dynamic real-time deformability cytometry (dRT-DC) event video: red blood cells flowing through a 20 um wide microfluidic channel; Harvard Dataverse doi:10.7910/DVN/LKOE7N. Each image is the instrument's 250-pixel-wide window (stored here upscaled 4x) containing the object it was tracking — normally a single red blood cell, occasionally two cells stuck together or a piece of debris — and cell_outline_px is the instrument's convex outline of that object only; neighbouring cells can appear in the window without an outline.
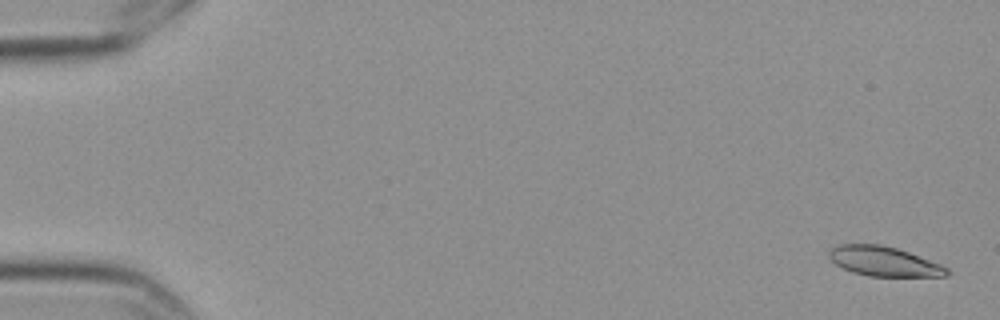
{"species": "Egyptian fruit bat (a non-hibernating species)", "species_latin": "Rousettus aegyptiacus", "temperature_condition": "cold", "stored_images_in_passage": 10, "camera_frame_rate_fps": 3000, "um_per_image_px": 0.085, "frame": {"image": 1, "passage_image": 1, "time_ms": 0.0, "image_size_px": [1000, 320], "cell_outline_px": [[952, 272], [948, 276], [868, 276], [852, 272], [836, 264], [828, 256], [828, 252], [832, 248], [840, 244], [880, 244], [896, 248], [908, 252], [940, 264], [948, 268]], "centroid_in_image_um": [75.15, 22.22], "position_along_channel_um": 9.9, "area_um2": 20.23}}
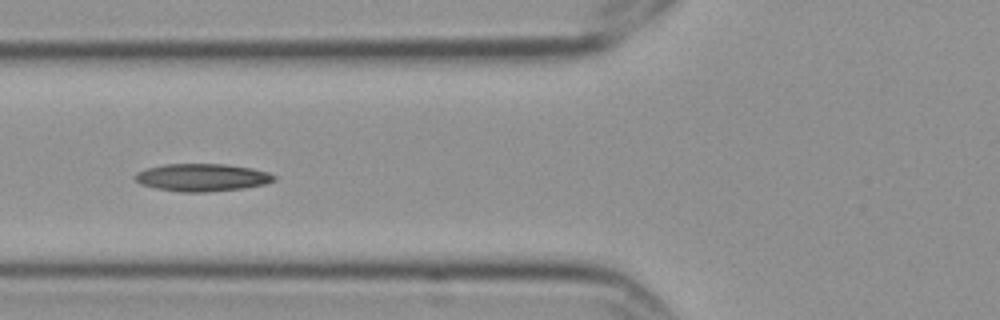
{"frame": {"image": 2, "passage_image": 7, "time_ms": 2.0, "image_size_px": [1000, 320], "cell_outline_px": [[276, 180], [264, 184], [244, 188], [208, 192], [180, 192], [156, 188], [140, 184], [136, 180], [136, 172], [148, 168], [164, 164], [224, 164], [252, 168], [268, 172], [276, 176]], "centroid_in_image_um": [17.2, 15.08], "position_along_channel_um": 108.6, "area_um2": 22.31}}
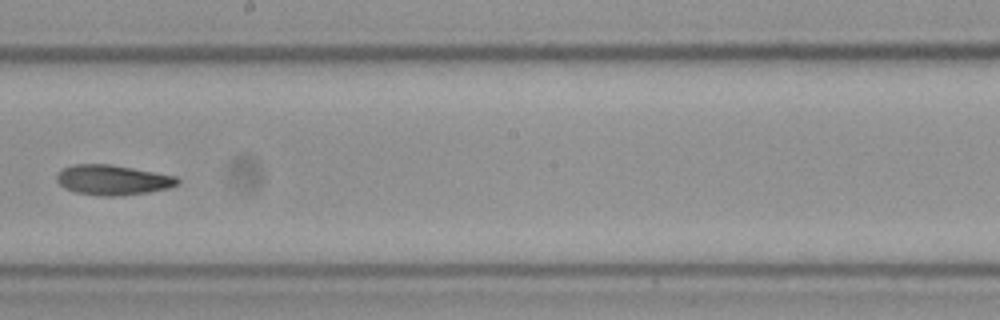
{"frame": {"image": 3, "passage_image": 10, "time_ms": 3.0, "image_size_px": [1000, 320], "cell_outline_px": [[180, 184], [168, 188], [148, 192], [116, 196], [100, 196], [76, 192], [64, 188], [56, 180], [56, 176], [64, 168], [72, 164], [112, 164], [176, 176], [180, 180]], "centroid_in_image_um": [9.59, 15.29], "position_along_channel_um": 238.6, "area_um2": 21.15}}